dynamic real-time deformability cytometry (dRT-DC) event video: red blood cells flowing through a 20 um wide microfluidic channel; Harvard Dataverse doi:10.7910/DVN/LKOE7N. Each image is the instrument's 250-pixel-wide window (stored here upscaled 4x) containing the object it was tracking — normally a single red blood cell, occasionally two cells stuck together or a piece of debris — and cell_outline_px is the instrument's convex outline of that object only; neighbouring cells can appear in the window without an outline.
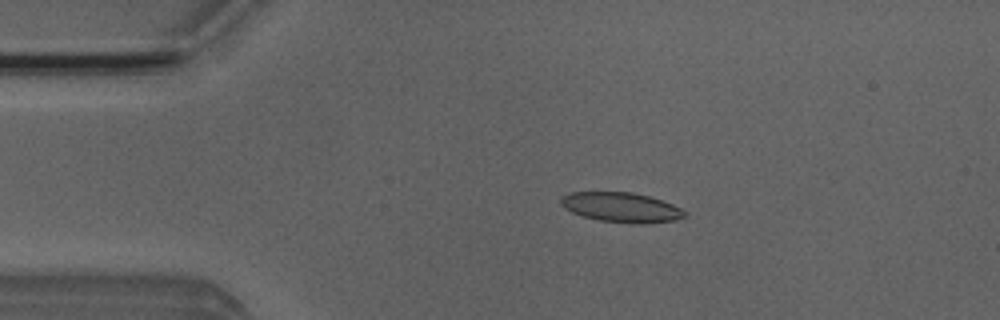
{"species": "Egyptian fruit bat (a non-hibernating species)", "species_latin": "Rousettus aegyptiacus", "temperature_condition": "room temperature", "stored_images_in_passage": 51, "camera_frame_rate_fps": 3000, "um_per_image_px": 0.085, "animal": {"sex": "male"}, "frame": {"image": 1, "passage_image": 10, "time_ms": 3.0, "image_size_px": [1000, 320], "cell_outline_px": [[688, 216], [676, 220], [640, 224], [632, 224], [600, 220], [584, 216], [572, 212], [564, 208], [560, 204], [560, 196], [568, 192], [632, 192], [648, 196], [672, 204], [688, 212]], "centroid_in_image_um": [52.81, 17.62], "position_along_channel_um": 32.2, "area_um2": 21.62}}
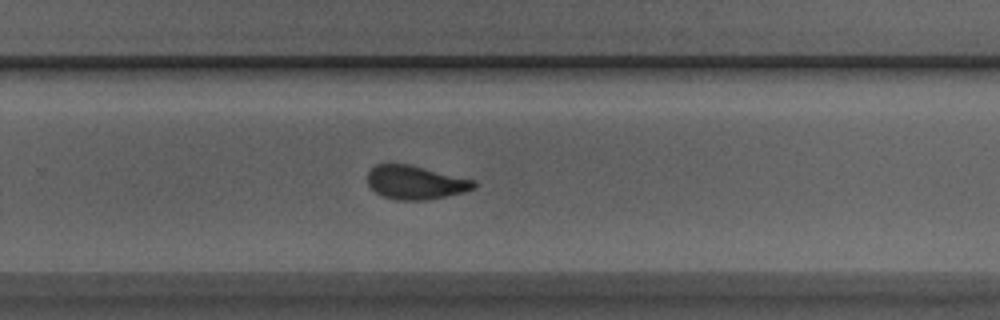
{"frame": {"image": 2, "passage_image": 33, "time_ms": 10.667, "image_size_px": [1000, 320], "cell_outline_px": [[476, 188], [464, 192], [428, 200], [396, 200], [384, 196], [376, 192], [368, 184], [368, 172], [376, 164], [408, 164], [476, 180]], "centroid_in_image_um": [35.34, 15.51], "position_along_channel_um": 294.5, "area_um2": 20.81}}
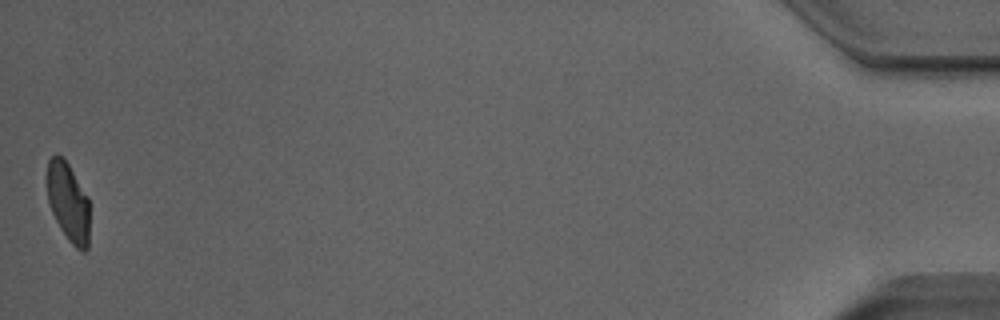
{"frame": {"image": 3, "passage_image": 51, "time_ms": 16.667, "image_size_px": [1000, 320], "cell_outline_px": [[88, 248], [84, 252], [76, 248], [68, 240], [60, 228], [52, 212], [48, 200], [44, 176], [48, 160], [56, 152], [68, 164], [88, 196]], "centroid_in_image_um": [5.75, 17.13], "position_along_channel_um": 429.4, "area_um2": 19.83}, "authors_computed_cell_mechanics": {"area_um2": 21.2126, "velocity_mm_per_s": 3.9673, "shape_relaxation_time_tau1_ms": 4.868, "shape_relaxation_time_tau2_ms": 1.1348, "deformation_change_tau1": 0.1544, "deformation_change_tau2": 0.069}}